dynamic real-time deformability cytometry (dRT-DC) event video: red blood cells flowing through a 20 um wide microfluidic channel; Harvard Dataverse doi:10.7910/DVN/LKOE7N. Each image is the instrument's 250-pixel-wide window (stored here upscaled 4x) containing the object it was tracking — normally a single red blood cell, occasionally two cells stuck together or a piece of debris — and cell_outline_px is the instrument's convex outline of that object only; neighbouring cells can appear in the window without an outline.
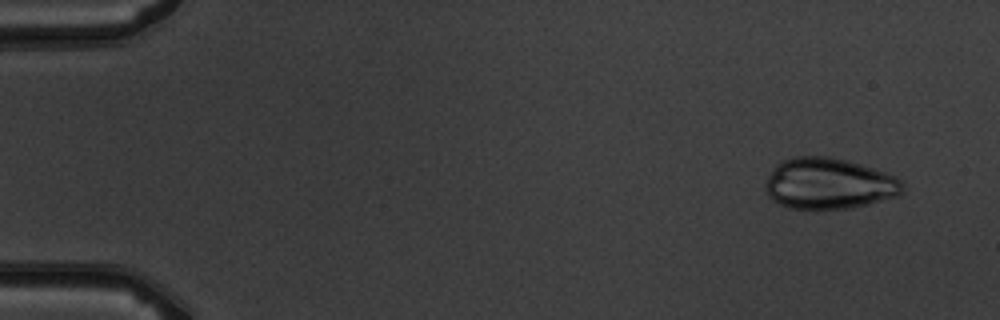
{"species": "common noctule bat (a hibernating species)", "species_latin": "Nyctalus noctula", "temperature_condition": "warm", "stored_images_in_passage": 5, "camera_frame_rate_fps": 3000, "um_per_image_px": 0.085, "animal": {"sex": "male", "body_mass_g": 19.5, "forearm_length_mm": 54.6}, "frame": {"image": 1, "passage_image": 2, "time_ms": 1.0, "image_size_px": [1000, 320], "cell_outline_px": [[904, 192], [900, 196], [852, 208], [816, 212], [788, 208], [772, 200], [768, 196], [764, 188], [764, 184], [768, 176], [776, 164], [792, 156], [832, 156], [848, 160], [896, 176], [904, 184]], "centroid_in_image_um": [70.44, 15.65], "position_along_channel_um": 14.6, "area_um2": 42.08}}